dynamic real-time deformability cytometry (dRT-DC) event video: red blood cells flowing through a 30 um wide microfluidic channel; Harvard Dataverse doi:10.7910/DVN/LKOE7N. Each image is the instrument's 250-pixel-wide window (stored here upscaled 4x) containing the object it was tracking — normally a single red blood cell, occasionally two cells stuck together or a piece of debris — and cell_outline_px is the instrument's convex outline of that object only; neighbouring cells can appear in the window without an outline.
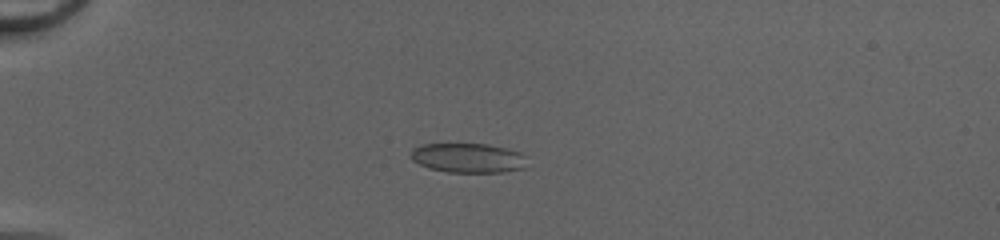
{"species": "common noctule bat (a hibernating species)", "species_latin": "Nyctalus noctula", "temperature_condition": "cold", "stored_images_in_passage": 18, "camera_frame_rate_fps": 3000, "um_per_image_px": 0.085, "animal": {"sex": "female", "body_mass_g": 20.0, "forearm_length_mm": 54.0}, "frame": {"image": 1, "passage_image": 15, "time_ms": 4.667, "image_size_px": [1000, 240], "cell_outline_px": [[524, 168], [504, 172], [448, 172], [428, 168], [412, 160], [412, 148], [424, 144], [488, 144], [520, 152], [524, 156]], "centroid_in_image_um": [39.76, 13.43], "position_along_channel_um": 45.2, "area_um2": 19.77}}